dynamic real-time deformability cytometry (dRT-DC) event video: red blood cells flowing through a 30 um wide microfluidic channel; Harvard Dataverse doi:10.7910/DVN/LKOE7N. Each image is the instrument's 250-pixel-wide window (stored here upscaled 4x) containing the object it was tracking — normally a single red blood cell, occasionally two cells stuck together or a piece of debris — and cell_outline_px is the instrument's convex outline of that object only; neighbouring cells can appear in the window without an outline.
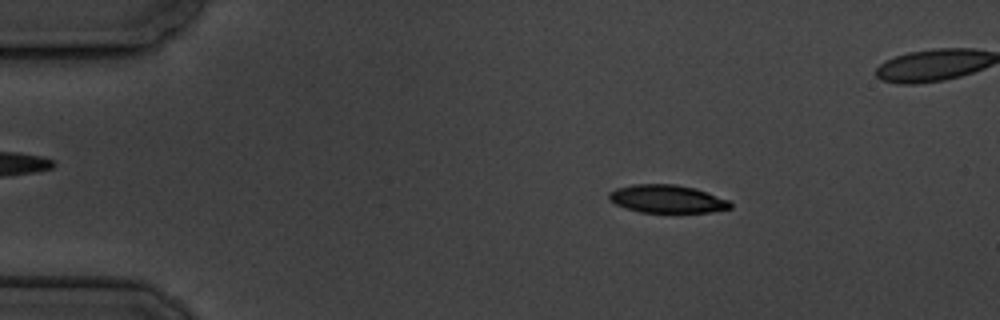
{"species": "common noctule bat (a hibernating species)", "species_latin": "Nyctalus noctula", "temperature_condition": "cold", "stored_images_in_passage": 5, "camera_frame_rate_fps": 3000, "um_per_image_px": 0.085, "animal": {"sex": "male", "body_mass_g": 19.5, "forearm_length_mm": 54.6}, "frame": {"image": 1, "passage_image": 2, "time_ms": 1.0, "image_size_px": [1000, 320], "cell_outline_px": [[732, 208], [712, 212], [640, 212], [624, 208], [608, 200], [608, 192], [616, 188], [632, 184], [676, 184], [696, 188], [728, 200], [732, 204]], "centroid_in_image_um": [56.67, 16.9], "position_along_channel_um": 28.3, "area_um2": 19.94}}